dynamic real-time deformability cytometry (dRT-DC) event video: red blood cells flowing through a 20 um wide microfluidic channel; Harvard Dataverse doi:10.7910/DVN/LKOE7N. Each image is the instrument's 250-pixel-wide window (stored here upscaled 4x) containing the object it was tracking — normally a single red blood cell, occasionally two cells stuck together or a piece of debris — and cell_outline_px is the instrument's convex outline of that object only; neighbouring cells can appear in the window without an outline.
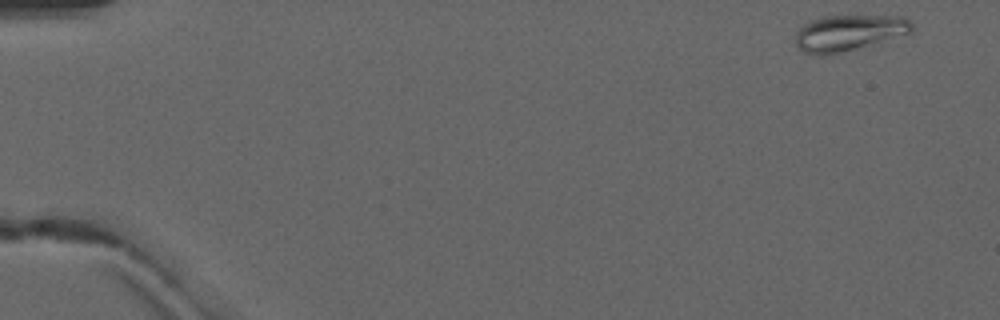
{"species": "common noctule bat (a hibernating species)", "species_latin": "Nyctalus noctula", "temperature_condition": "warm", "stored_images_in_passage": 5, "camera_frame_rate_fps": 3000, "um_per_image_px": 0.085, "animal": {"sex": "male", "forearm_length_mm": 52.5}, "frame": {"image": 1, "passage_image": 1, "time_ms": 0.0, "image_size_px": [1000, 320], "cell_outline_px": [[912, 32], [908, 36], [840, 52], [820, 56], [816, 56], [804, 52], [796, 44], [796, 32], [804, 24], [812, 20], [824, 16], [904, 16], [912, 24]], "centroid_in_image_um": [72.21, 2.8], "position_along_channel_um": 12.8, "area_um2": 24.62}}